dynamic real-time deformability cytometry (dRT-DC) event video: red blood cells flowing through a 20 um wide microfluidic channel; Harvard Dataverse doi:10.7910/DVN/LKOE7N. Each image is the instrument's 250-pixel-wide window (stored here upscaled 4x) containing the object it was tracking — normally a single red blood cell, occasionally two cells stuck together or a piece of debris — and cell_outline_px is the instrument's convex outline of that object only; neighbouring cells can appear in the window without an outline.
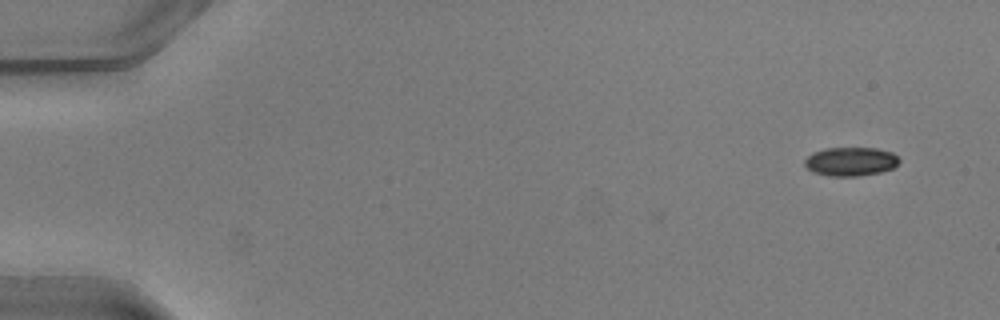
{"species": "common noctule bat (a hibernating species)", "species_latin": "Nyctalus noctula", "temperature_condition": "warm", "stored_images_in_passage": 43, "camera_frame_rate_fps": 3000, "um_per_image_px": 0.085, "animal": {"sex": "male", "body_mass_g": 20.5, "forearm_length_mm": 52.5}, "frame": {"image": 1, "passage_image": 1, "time_ms": 0.0, "image_size_px": [1000, 320], "cell_outline_px": [[900, 160], [892, 168], [880, 172], [856, 176], [828, 176], [812, 172], [804, 164], [804, 160], [812, 152], [824, 148], [876, 148], [892, 152]], "centroid_in_image_um": [72.26, 13.72], "position_along_channel_um": 12.7, "area_um2": 15.84}}
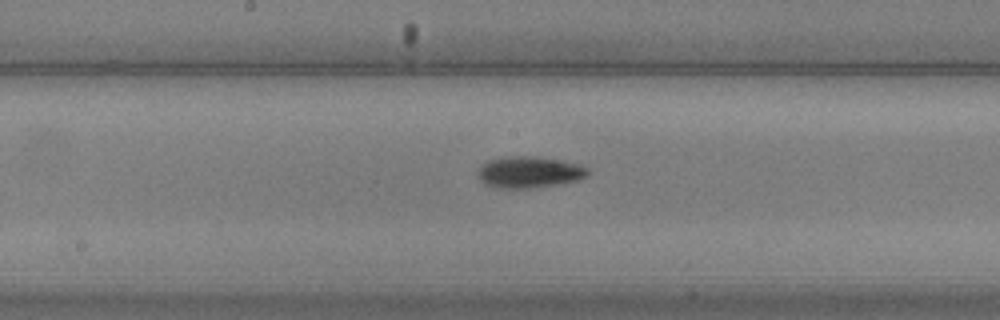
{"frame": {"image": 2, "passage_image": 25, "time_ms": 8.0, "image_size_px": [1000, 320], "cell_outline_px": [[588, 176], [580, 180], [528, 188], [496, 188], [484, 184], [476, 176], [480, 164], [488, 160], [504, 156], [540, 156], [580, 164], [588, 168]], "centroid_in_image_um": [44.94, 14.61], "position_along_channel_um": 203.3, "area_um2": 20.46}}
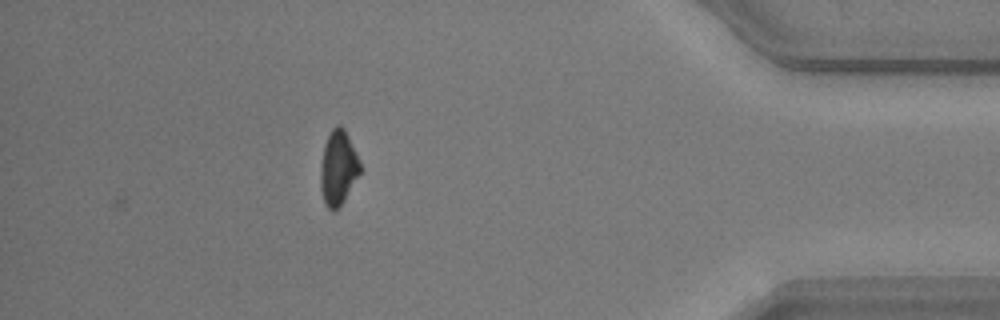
{"frame": {"image": 3, "passage_image": 43, "time_ms": 14.0, "image_size_px": [1000, 320], "cell_outline_px": [[360, 172], [344, 200], [332, 212], [324, 204], [320, 188], [320, 168], [324, 144], [332, 128], [336, 124], [340, 124], [344, 128], [348, 136], [360, 164]], "centroid_in_image_um": [28.71, 14.26], "position_along_channel_um": 406.5, "area_um2": 16.99}, "authors_computed_cell_mechanics": {"area_um2": 18.0914, "velocity_mm_per_s": 4.0822, "shape_relaxation_time_tau1_ms": 2.1831, "shape_relaxation_time_tau2_ms": 9.1991, "deformation_change_tau1": 0.1287, "deformation_change_tau2": 0.1627}}